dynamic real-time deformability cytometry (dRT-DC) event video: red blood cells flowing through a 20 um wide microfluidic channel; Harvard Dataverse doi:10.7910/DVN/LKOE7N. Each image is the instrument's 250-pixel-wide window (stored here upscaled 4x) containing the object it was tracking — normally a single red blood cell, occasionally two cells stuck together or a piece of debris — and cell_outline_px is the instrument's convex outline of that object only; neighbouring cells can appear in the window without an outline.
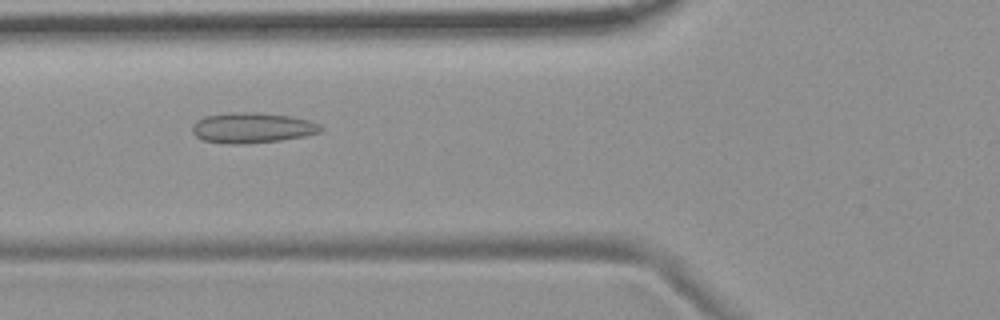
{"species": "common noctule bat (a hibernating species)", "species_latin": "Nyctalus noctula", "temperature_condition": "room temperature", "stored_images_in_passage": 8, "camera_frame_rate_fps": 3000, "um_per_image_px": 0.085, "animal": {"sex": "female", "body_mass_g": 19.9}, "frame": {"image": 1, "passage_image": 4, "time_ms": 3.333, "image_size_px": [1000, 320], "cell_outline_px": [[324, 128], [320, 132], [304, 136], [280, 140], [240, 144], [228, 144], [204, 140], [196, 136], [192, 132], [192, 124], [196, 120], [204, 116], [228, 112], [256, 112], [292, 116], [308, 120], [320, 124]], "centroid_in_image_um": [21.42, 10.85], "position_along_channel_um": 104.4, "area_um2": 22.89}}
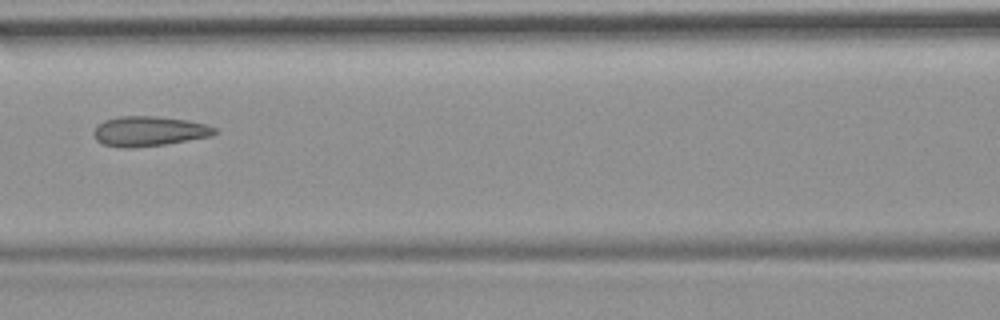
{"frame": {"image": 2, "passage_image": 5, "time_ms": 4.667, "image_size_px": [1000, 320], "cell_outline_px": [[216, 132], [212, 136], [164, 144], [132, 148], [120, 148], [104, 144], [96, 140], [92, 132], [96, 124], [104, 120], [120, 116], [156, 116], [188, 120], [204, 124], [216, 128]], "centroid_in_image_um": [12.61, 11.15], "position_along_channel_um": 154.0, "area_um2": 21.15}}
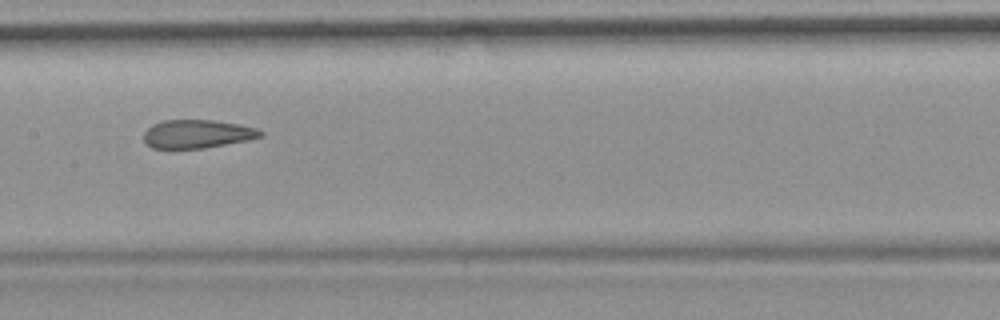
{"frame": {"image": 3, "passage_image": 6, "time_ms": 5.667, "image_size_px": [1000, 320], "cell_outline_px": [[264, 136], [248, 140], [204, 148], [152, 148], [144, 140], [144, 132], [152, 124], [164, 120], [212, 120], [240, 124], [256, 128], [264, 132]], "centroid_in_image_um": [16.79, 11.38], "position_along_channel_um": 190.6, "area_um2": 19.31}}